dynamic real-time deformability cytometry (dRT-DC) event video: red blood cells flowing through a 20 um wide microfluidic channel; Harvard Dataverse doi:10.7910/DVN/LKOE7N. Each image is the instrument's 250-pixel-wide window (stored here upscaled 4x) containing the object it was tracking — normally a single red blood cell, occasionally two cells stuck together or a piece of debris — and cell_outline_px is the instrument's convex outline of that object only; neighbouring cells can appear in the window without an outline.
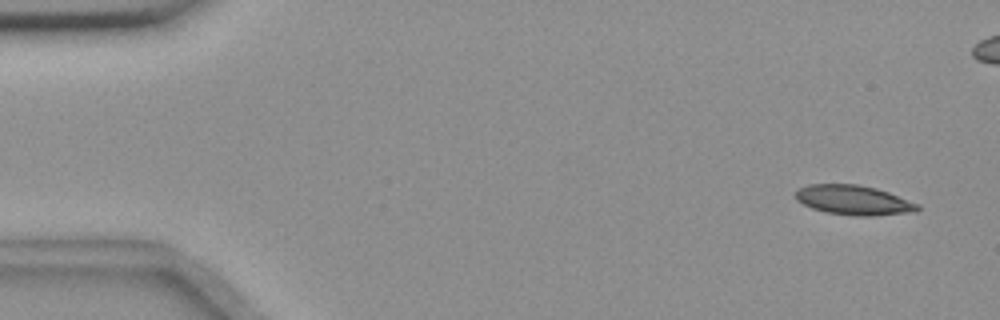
{"species": "common noctule bat (a hibernating species)", "species_latin": "Nyctalus noctula", "temperature_condition": "room temperature", "stored_images_in_passage": 5, "camera_frame_rate_fps": 3000, "um_per_image_px": 0.085, "animal": {"sex": "female", "body_mass_g": 18.4}, "frame": {"image": 1, "passage_image": 1, "time_ms": 0.0, "image_size_px": [1000, 320], "cell_outline_px": [[920, 208], [916, 212], [872, 216], [856, 216], [828, 212], [812, 208], [796, 200], [796, 192], [800, 188], [808, 184], [856, 184], [876, 188], [888, 192], [920, 204]], "centroid_in_image_um": [72.6, 17.01], "position_along_channel_um": 12.4, "area_um2": 21.04}}